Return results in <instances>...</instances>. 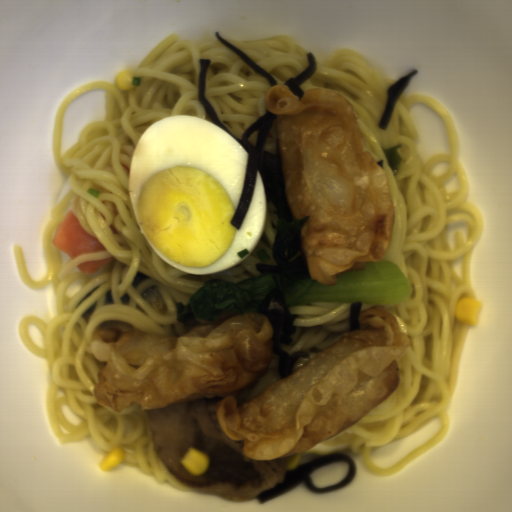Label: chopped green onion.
Instances as JSON below:
<instances>
[{
	"label": "chopped green onion",
	"mask_w": 512,
	"mask_h": 512,
	"mask_svg": "<svg viewBox=\"0 0 512 512\" xmlns=\"http://www.w3.org/2000/svg\"><path fill=\"white\" fill-rule=\"evenodd\" d=\"M132 85L134 86H140L141 85V78L140 77H134L132 80Z\"/></svg>",
	"instance_id": "chopped-green-onion-2"
},
{
	"label": "chopped green onion",
	"mask_w": 512,
	"mask_h": 512,
	"mask_svg": "<svg viewBox=\"0 0 512 512\" xmlns=\"http://www.w3.org/2000/svg\"><path fill=\"white\" fill-rule=\"evenodd\" d=\"M87 192L88 194H90L91 196H93L94 198H98L101 194L100 190H95V189H87Z\"/></svg>",
	"instance_id": "chopped-green-onion-1"
}]
</instances>
